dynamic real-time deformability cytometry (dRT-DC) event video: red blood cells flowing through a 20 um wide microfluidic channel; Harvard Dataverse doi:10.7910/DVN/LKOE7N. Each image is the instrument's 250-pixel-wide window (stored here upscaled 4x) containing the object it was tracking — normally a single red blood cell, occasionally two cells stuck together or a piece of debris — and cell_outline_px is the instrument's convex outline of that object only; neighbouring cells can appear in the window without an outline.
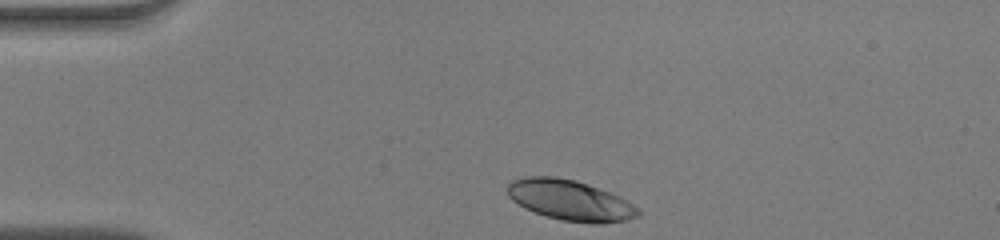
{"species": "human", "species_latin": "Homo sapiens", "temperature_condition": "warm", "stored_images_in_passage": 33, "camera_frame_rate_fps": 3000, "um_per_image_px": 0.085, "donor": {"sex": "male"}, "frame": {"image": 1, "passage_image": 1, "time_ms": 0.0, "image_size_px": [1000, 240], "cell_outline_px": [[640, 216], [628, 220], [600, 224], [592, 224], [560, 220], [544, 216], [524, 208], [512, 200], [508, 196], [508, 184], [512, 180], [524, 176], [552, 176], [576, 180], [608, 192], [632, 204], [640, 212]], "centroid_in_image_um": [48.42, 17.04], "position_along_channel_um": 36.6, "area_um2": 30.81}}
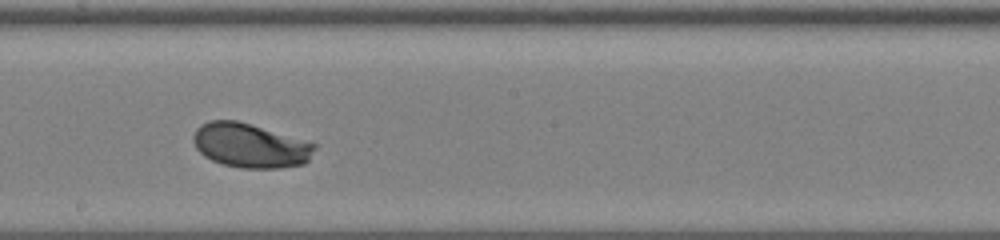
{"frame": {"image": 2, "passage_image": 19, "time_ms": 6.0, "image_size_px": [1000, 240], "cell_outline_px": [[316, 148], [308, 160], [304, 164], [280, 168], [240, 168], [224, 164], [212, 160], [204, 156], [196, 148], [192, 140], [192, 136], [196, 128], [200, 124], [208, 120], [236, 120], [316, 144]], "centroid_in_image_um": [21.22, 12.37], "position_along_channel_um": 227.0, "area_um2": 31.15}}
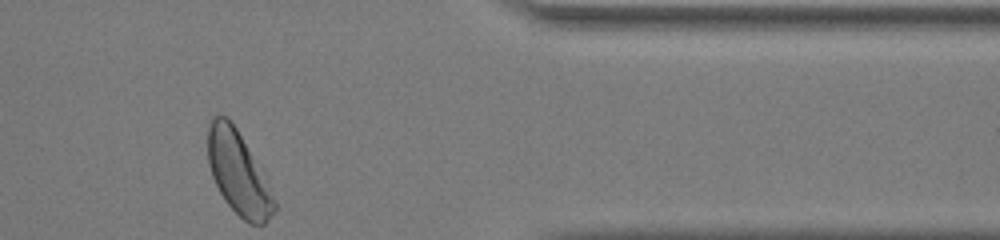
{"frame": {"image": 3, "passage_image": 33, "time_ms": 10.667, "image_size_px": [1000, 240], "cell_outline_px": [[276, 208], [268, 220], [264, 224], [248, 224], [224, 200], [212, 176], [208, 164], [208, 124], [212, 116], [228, 116], [264, 168], [268, 176], [276, 204]], "centroid_in_image_um": [20.3, 14.68], "position_along_channel_um": 391.1, "area_um2": 32.89}, "authors_computed_cell_mechanics": {"area_um2": 31.2698, "velocity_mm_per_s": 3.9477, "shape_relaxation_time_tau1_ms": 1.8679, "shape_relaxation_time_tau2_ms": null, "deformation_change_tau1": 0.1263, "deformation_change_tau2": null}}